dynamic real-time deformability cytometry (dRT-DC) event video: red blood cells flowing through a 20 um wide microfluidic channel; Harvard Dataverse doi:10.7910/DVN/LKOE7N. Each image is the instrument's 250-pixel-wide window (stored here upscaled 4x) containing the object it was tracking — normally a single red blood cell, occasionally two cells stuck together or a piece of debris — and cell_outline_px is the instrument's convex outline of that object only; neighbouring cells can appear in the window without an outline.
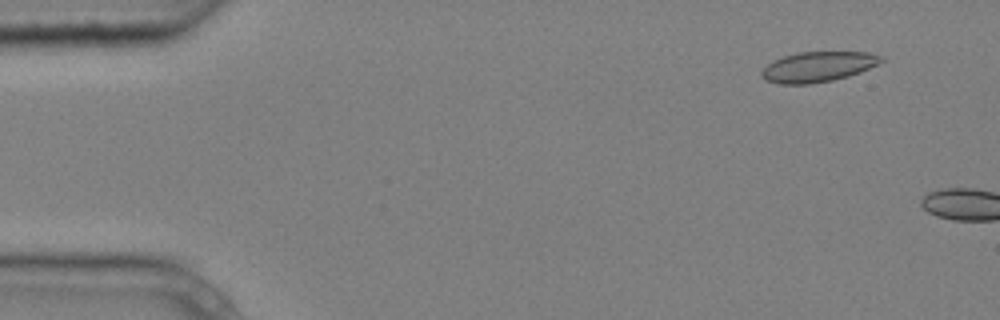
{"species": "common noctule bat (a hibernating species)", "species_latin": "Nyctalus noctula", "temperature_condition": "cold", "stored_images_in_passage": 3, "camera_frame_rate_fps": 3000, "um_per_image_px": 0.085, "animal": {"sex": "male", "body_mass_g": 20.4}, "frame": {"image": 1, "passage_image": 2, "time_ms": 0.333, "image_size_px": [1000, 320], "cell_outline_px": [[884, 60], [860, 72], [848, 76], [832, 80], [808, 84], [780, 84], [768, 80], [760, 76], [760, 72], [772, 60], [784, 56], [800, 52], [868, 52], [884, 56]], "centroid_in_image_um": [69.52, 5.67], "position_along_channel_um": 15.5, "area_um2": 20.92}}